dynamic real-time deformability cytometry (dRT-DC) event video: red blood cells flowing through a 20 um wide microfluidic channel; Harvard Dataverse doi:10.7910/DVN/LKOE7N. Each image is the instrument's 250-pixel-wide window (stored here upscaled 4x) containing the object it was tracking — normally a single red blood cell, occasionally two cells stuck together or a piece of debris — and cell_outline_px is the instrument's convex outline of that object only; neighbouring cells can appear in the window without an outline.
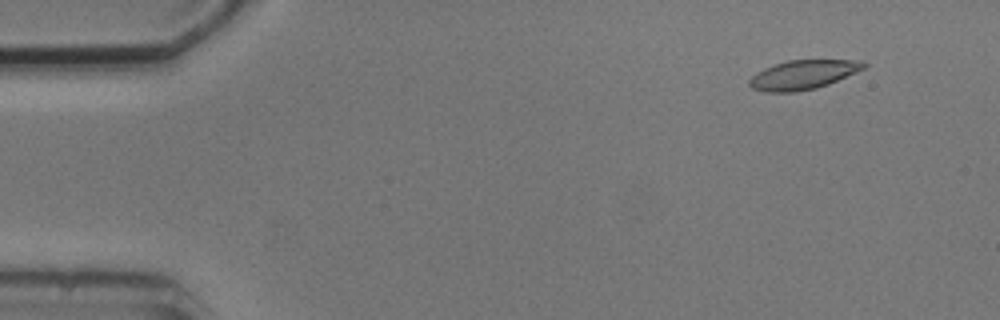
{"species": "common noctule bat (a hibernating species)", "species_latin": "Nyctalus noctula", "temperature_condition": "cold", "stored_images_in_passage": 5, "camera_frame_rate_fps": 3000, "um_per_image_px": 0.085, "animal": {"sex": "male", "body_mass_g": 20.5, "forearm_length_mm": 52.5}, "frame": {"image": 1, "passage_image": 2, "time_ms": 1.0, "image_size_px": [1000, 320], "cell_outline_px": [[868, 64], [864, 68], [828, 84], [816, 88], [796, 92], [764, 92], [752, 88], [748, 84], [748, 80], [756, 72], [764, 68], [788, 60], [864, 60]], "centroid_in_image_um": [68.24, 6.35], "position_along_channel_um": 16.8, "area_um2": 19.42}}
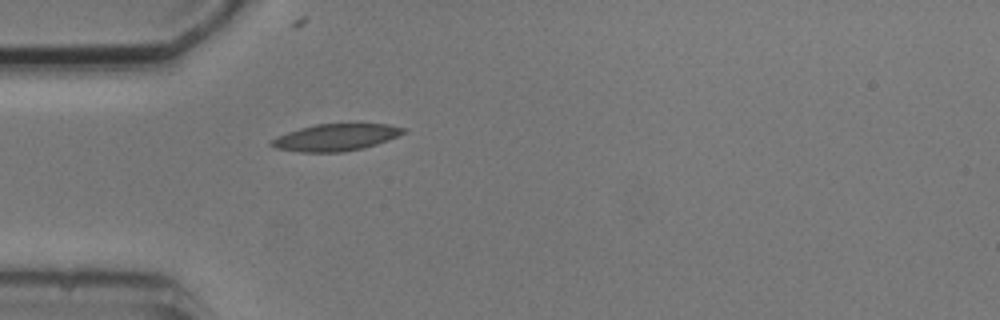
{"frame": {"image": 2, "passage_image": 5, "time_ms": 4.667, "image_size_px": [1000, 320], "cell_outline_px": [[408, 128], [404, 132], [388, 140], [364, 148], [344, 152], [300, 152], [276, 148], [268, 144], [276, 136], [300, 128], [316, 124], [388, 124]], "centroid_in_image_um": [28.53, 11.68], "position_along_channel_um": 56.5, "area_um2": 20.63}}